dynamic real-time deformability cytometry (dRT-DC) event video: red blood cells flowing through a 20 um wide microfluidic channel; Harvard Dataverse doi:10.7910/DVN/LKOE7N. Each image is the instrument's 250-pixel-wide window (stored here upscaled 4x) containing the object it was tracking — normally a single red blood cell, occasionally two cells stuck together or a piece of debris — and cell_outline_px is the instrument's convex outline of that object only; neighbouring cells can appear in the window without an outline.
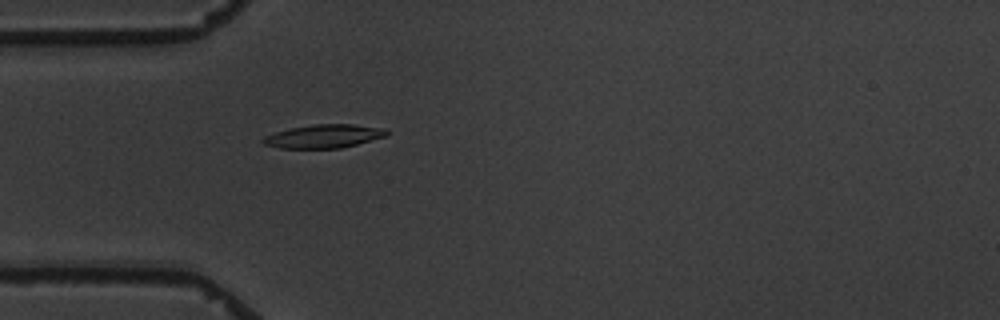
{"species": "common noctule bat (a hibernating species)", "species_latin": "Nyctalus noctula", "temperature_condition": "warm", "stored_images_in_passage": 2, "camera_frame_rate_fps": 3000, "um_per_image_px": 0.085, "animal": {"sex": "male", "body_mass_g": 19.5, "forearm_length_mm": 54.6}, "frame": {"image": 1, "passage_image": 2, "time_ms": 1.0, "image_size_px": [1000, 320], "cell_outline_px": [[388, 132], [384, 136], [356, 144], [340, 148], [280, 148], [264, 144], [260, 140], [264, 136], [288, 128], [312, 124], [352, 124], [384, 128]], "centroid_in_image_um": [27.46, 11.57], "position_along_channel_um": 57.5, "area_um2": 16.76}}